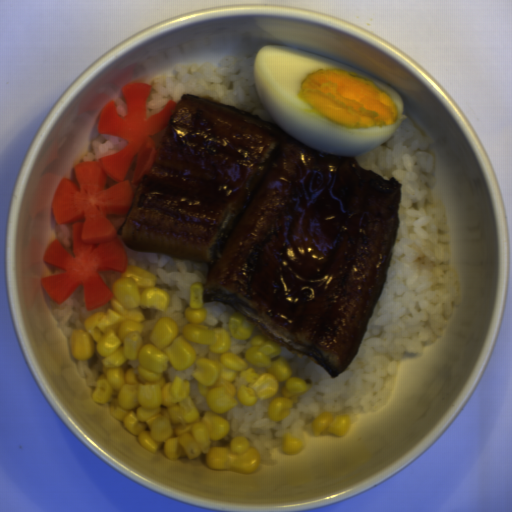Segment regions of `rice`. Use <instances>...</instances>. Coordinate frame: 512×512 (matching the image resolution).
<instances>
[{"instance_id": "rice-1", "label": "rice", "mask_w": 512, "mask_h": 512, "mask_svg": "<svg viewBox=\"0 0 512 512\" xmlns=\"http://www.w3.org/2000/svg\"><path fill=\"white\" fill-rule=\"evenodd\" d=\"M410 118L403 119L385 146L356 157L361 169L401 185L399 219L386 281L372 310L359 349L341 374L331 376L316 360L298 357L279 345L291 377L307 386L281 421L268 417V405L283 395L286 382L256 403L236 398L233 408L221 412L229 423L227 436L210 447L228 446L234 436L246 439L260 456L259 465L278 463L272 449L282 451L285 434L300 440L316 435L313 420L322 413L358 414L381 409L390 400L398 366L405 352H422L449 327L454 304L461 302L459 276L450 264V225L442 202L431 190L436 158Z\"/></svg>"}, {"instance_id": "rice-2", "label": "rice", "mask_w": 512, "mask_h": 512, "mask_svg": "<svg viewBox=\"0 0 512 512\" xmlns=\"http://www.w3.org/2000/svg\"><path fill=\"white\" fill-rule=\"evenodd\" d=\"M254 58L241 55L206 61L198 66L177 64L172 73H164L150 81L144 118L159 114L169 102L179 104L182 95H192L232 106L278 125L259 97Z\"/></svg>"}, {"instance_id": "rice-3", "label": "rice", "mask_w": 512, "mask_h": 512, "mask_svg": "<svg viewBox=\"0 0 512 512\" xmlns=\"http://www.w3.org/2000/svg\"><path fill=\"white\" fill-rule=\"evenodd\" d=\"M50 304L54 319L65 341L71 342L72 331L85 330V319L97 312L106 313L111 306V301L97 308H88L85 305L84 286L80 285L61 303H57L51 298Z\"/></svg>"}, {"instance_id": "rice-4", "label": "rice", "mask_w": 512, "mask_h": 512, "mask_svg": "<svg viewBox=\"0 0 512 512\" xmlns=\"http://www.w3.org/2000/svg\"><path fill=\"white\" fill-rule=\"evenodd\" d=\"M202 306L205 310V320L200 325L207 327L208 329H212L214 327H218L221 329H225L229 336V346L228 352L235 357L244 360L245 363L254 369L259 375H262L265 371V368H261L256 366L255 364H251L247 358L245 357L246 348L250 344V340L255 338L260 334H265L261 331V329L256 324L253 329L251 335L247 339H238L230 329V317L238 312L235 309L231 308L227 304H223L220 302H207L203 299Z\"/></svg>"}, {"instance_id": "rice-5", "label": "rice", "mask_w": 512, "mask_h": 512, "mask_svg": "<svg viewBox=\"0 0 512 512\" xmlns=\"http://www.w3.org/2000/svg\"><path fill=\"white\" fill-rule=\"evenodd\" d=\"M126 140L122 137H116L107 133H101L95 135L92 140L91 147L92 152H86L79 156L75 160V167L83 163L93 162L101 159H106L112 154L119 151L125 146Z\"/></svg>"}, {"instance_id": "rice-6", "label": "rice", "mask_w": 512, "mask_h": 512, "mask_svg": "<svg viewBox=\"0 0 512 512\" xmlns=\"http://www.w3.org/2000/svg\"><path fill=\"white\" fill-rule=\"evenodd\" d=\"M195 366V363H192L183 367L181 370H176L172 367L167 368L166 377L169 381H173L174 377H180L183 380L188 381V391L190 397L201 414H204L210 409L206 397H204L199 391V383L193 378V371Z\"/></svg>"}, {"instance_id": "rice-7", "label": "rice", "mask_w": 512, "mask_h": 512, "mask_svg": "<svg viewBox=\"0 0 512 512\" xmlns=\"http://www.w3.org/2000/svg\"><path fill=\"white\" fill-rule=\"evenodd\" d=\"M73 232L72 223L68 224H58L56 226V240L60 243V245L65 249V251L72 255H75L72 249L71 236Z\"/></svg>"}, {"instance_id": "rice-8", "label": "rice", "mask_w": 512, "mask_h": 512, "mask_svg": "<svg viewBox=\"0 0 512 512\" xmlns=\"http://www.w3.org/2000/svg\"><path fill=\"white\" fill-rule=\"evenodd\" d=\"M196 354L197 357H212V358H219V353H212L207 345H201L198 343H194L191 345Z\"/></svg>"}, {"instance_id": "rice-9", "label": "rice", "mask_w": 512, "mask_h": 512, "mask_svg": "<svg viewBox=\"0 0 512 512\" xmlns=\"http://www.w3.org/2000/svg\"><path fill=\"white\" fill-rule=\"evenodd\" d=\"M169 124L167 125V127L157 133H155L154 135L150 136L151 139L153 140L154 142V146H155V150H159V145H160V142L168 128Z\"/></svg>"}]
</instances>
